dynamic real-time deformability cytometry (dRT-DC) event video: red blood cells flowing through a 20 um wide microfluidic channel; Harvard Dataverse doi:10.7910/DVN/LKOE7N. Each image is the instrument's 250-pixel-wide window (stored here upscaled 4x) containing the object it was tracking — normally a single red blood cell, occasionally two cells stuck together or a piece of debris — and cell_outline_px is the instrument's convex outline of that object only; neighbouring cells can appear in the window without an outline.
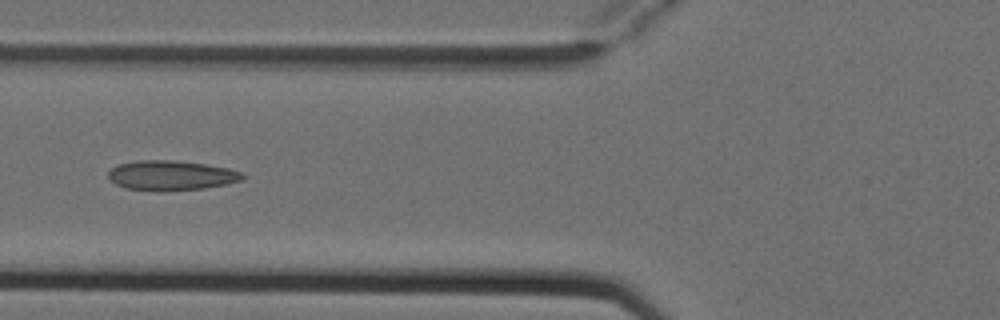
{"species": "Egyptian fruit bat (a non-hibernating species)", "species_latin": "Rousettus aegyptiacus", "temperature_condition": "cold", "stored_images_in_passage": 7, "camera_frame_rate_fps": 3000, "um_per_image_px": 0.085, "animal": {"sex": "female"}, "frame": {"image": 1, "passage_image": 7, "time_ms": 2.0, "image_size_px": [1000, 320], "cell_outline_px": [[248, 176], [244, 180], [204, 188], [124, 188], [116, 184], [108, 176], [108, 172], [116, 164], [136, 160], [172, 160], [204, 164], [228, 168], [244, 172]], "centroid_in_image_um": [14.6, 14.85], "position_along_channel_um": 111.2, "area_um2": 22.48}}